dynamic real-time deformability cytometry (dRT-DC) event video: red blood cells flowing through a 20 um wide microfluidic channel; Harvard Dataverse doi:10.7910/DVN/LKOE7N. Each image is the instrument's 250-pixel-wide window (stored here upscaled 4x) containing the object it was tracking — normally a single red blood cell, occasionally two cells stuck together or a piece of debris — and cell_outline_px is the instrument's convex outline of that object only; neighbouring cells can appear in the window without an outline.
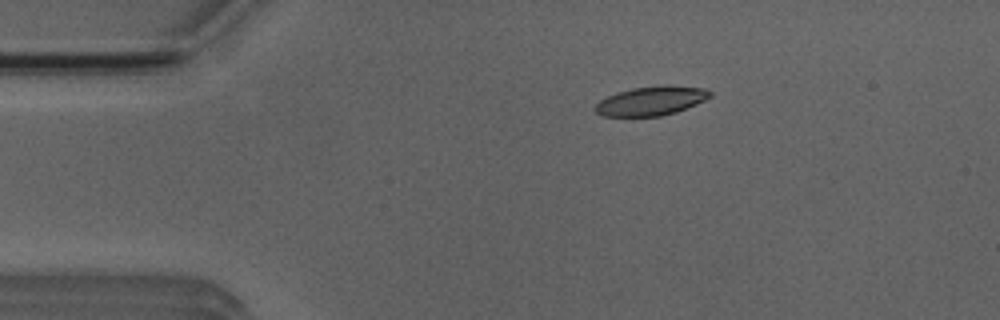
{"species": "Egyptian fruit bat (a non-hibernating species)", "species_latin": "Rousettus aegyptiacus", "temperature_condition": "room temperature", "stored_images_in_passage": 4, "camera_frame_rate_fps": 3000, "um_per_image_px": 0.085, "animal": {"sex": "male"}, "frame": {"image": 1, "passage_image": 1, "time_ms": 0.0, "image_size_px": [1000, 320], "cell_outline_px": [[712, 96], [696, 104], [676, 112], [660, 116], [604, 116], [596, 112], [592, 108], [600, 100], [616, 92], [632, 88], [660, 84], [668, 84], [704, 88], [712, 92]], "centroid_in_image_um": [55.35, 8.55], "position_along_channel_um": 29.6, "area_um2": 19.71}}
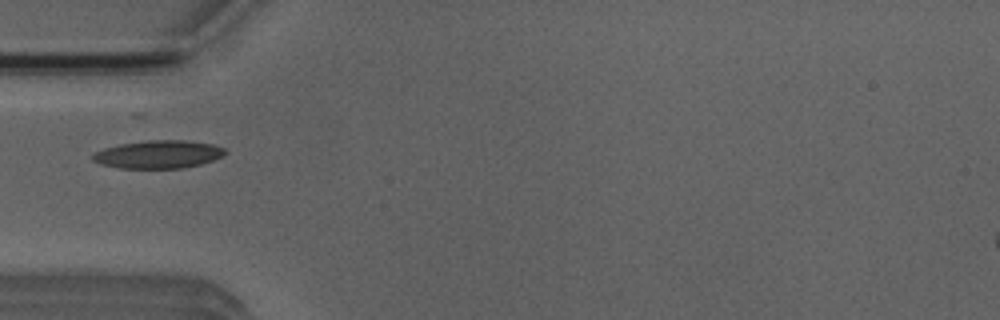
{"frame": {"image": 2, "passage_image": 3, "time_ms": 2.333, "image_size_px": [1000, 320], "cell_outline_px": [[228, 152], [224, 156], [200, 164], [184, 168], [120, 168], [100, 164], [92, 160], [92, 152], [104, 148], [120, 144], [148, 140], [184, 140], [212, 144], [224, 148]], "centroid_in_image_um": [13.45, 13.12], "position_along_channel_um": 71.6, "area_um2": 21.68}}